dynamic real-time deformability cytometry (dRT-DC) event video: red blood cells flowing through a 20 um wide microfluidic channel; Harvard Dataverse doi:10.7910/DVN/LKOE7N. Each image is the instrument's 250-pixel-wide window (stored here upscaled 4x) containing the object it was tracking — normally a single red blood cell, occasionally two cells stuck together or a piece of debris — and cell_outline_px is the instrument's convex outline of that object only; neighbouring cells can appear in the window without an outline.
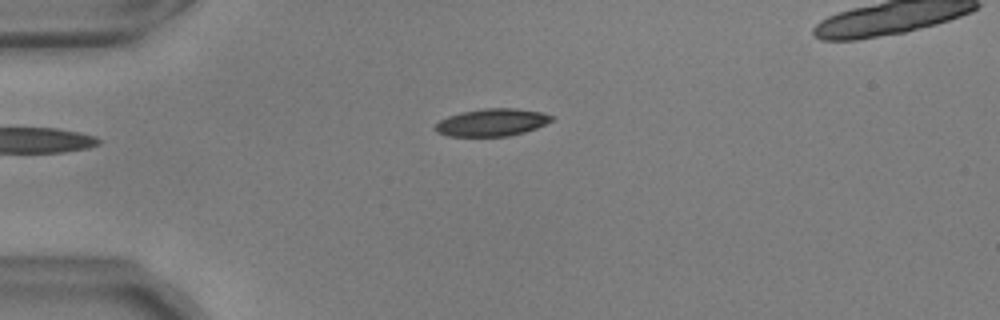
{"species": "common noctule bat (a hibernating species)", "species_latin": "Nyctalus noctula", "temperature_condition": "warm", "stored_images_in_passage": 41, "camera_frame_rate_fps": 3000, "um_per_image_px": 0.085, "animal": {"sex": "male", "body_mass_g": 17.9, "forearm_length_mm": 54.2}, "frame": {"image": 1, "passage_image": 1, "time_ms": 0.0, "image_size_px": [1000, 320], "cell_outline_px": [[556, 120], [536, 128], [524, 132], [508, 136], [448, 136], [436, 132], [432, 128], [440, 120], [448, 116], [464, 112], [484, 108], [516, 108], [544, 112], [552, 116]], "centroid_in_image_um": [41.84, 10.4], "position_along_channel_um": 43.2, "area_um2": 18.73}}
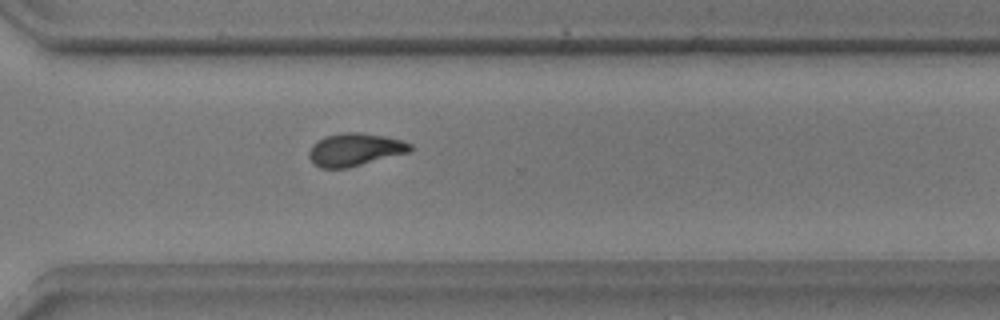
{"frame": {"image": 2, "passage_image": 27, "time_ms": 8.667, "image_size_px": [1000, 320], "cell_outline_px": [[412, 148], [408, 152], [348, 168], [320, 168], [312, 164], [308, 156], [308, 152], [312, 144], [316, 140], [324, 136], [340, 132], [360, 132], [384, 136], [400, 140], [412, 144]], "centroid_in_image_um": [30.09, 12.71], "position_along_channel_um": 340.5, "area_um2": 19.48}}
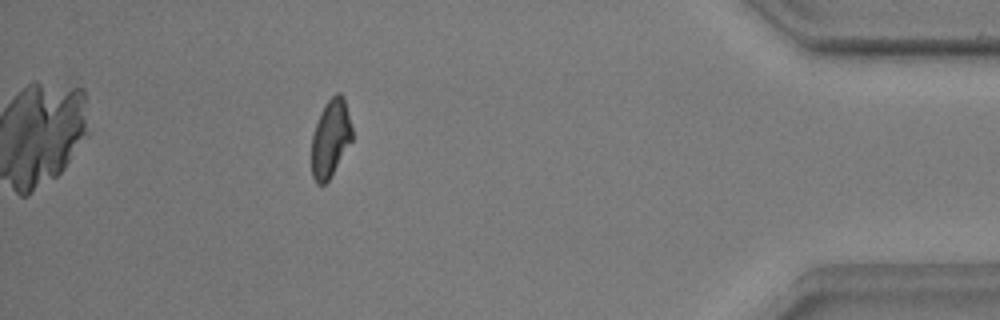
{"frame": {"image": 3, "passage_image": 36, "time_ms": 11.667, "image_size_px": [1000, 320], "cell_outline_px": [[352, 140], [328, 180], [324, 184], [316, 184], [312, 176], [312, 136], [320, 112], [324, 104], [336, 92], [340, 92], [344, 96], [352, 128]], "centroid_in_image_um": [28.09, 11.72], "position_along_channel_um": 407.1, "area_um2": 18.21}}